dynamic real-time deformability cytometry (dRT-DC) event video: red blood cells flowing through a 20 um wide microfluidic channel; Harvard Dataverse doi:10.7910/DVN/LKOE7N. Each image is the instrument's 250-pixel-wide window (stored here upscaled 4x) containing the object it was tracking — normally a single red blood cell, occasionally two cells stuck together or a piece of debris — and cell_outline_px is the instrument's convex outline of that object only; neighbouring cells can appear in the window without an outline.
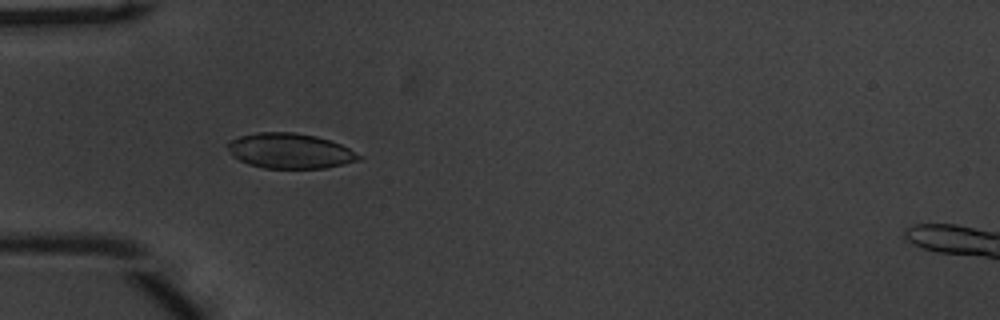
{"species": "common noctule bat (a hibernating species)", "species_latin": "Nyctalus noctula", "temperature_condition": "warm", "stored_images_in_passage": 39, "camera_frame_rate_fps": 3000, "um_per_image_px": 0.085, "animal": {"sex": "male", "body_mass_g": 20.1, "forearm_length_mm": 53.5}, "frame": {"image": 1, "passage_image": 2, "time_ms": 0.333, "image_size_px": [1000, 320], "cell_outline_px": [[364, 156], [360, 160], [344, 164], [324, 168], [264, 168], [248, 164], [232, 156], [228, 148], [228, 140], [240, 136], [256, 132], [292, 132], [316, 136], [340, 144]], "centroid_in_image_um": [24.64, 12.82], "position_along_channel_um": 60.4, "area_um2": 26.88}}
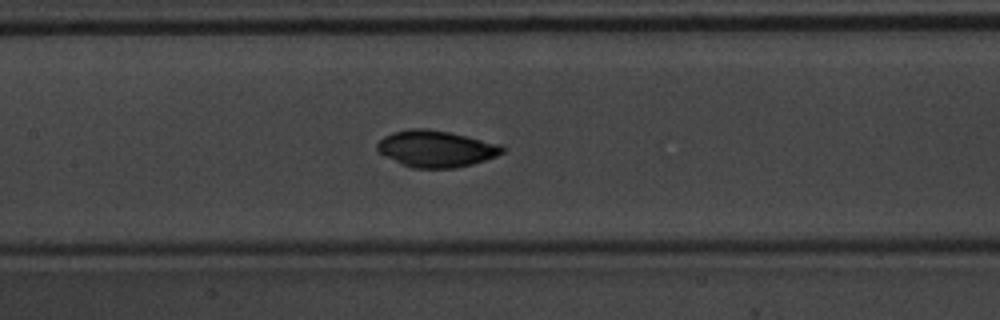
{"frame": {"image": 2, "passage_image": 11, "time_ms": 3.333, "image_size_px": [1000, 320], "cell_outline_px": [[504, 152], [496, 156], [472, 164], [456, 168], [412, 168], [400, 164], [380, 152], [376, 148], [376, 144], [384, 136], [392, 132], [408, 128], [428, 128], [448, 132], [500, 144], [504, 148]], "centroid_in_image_um": [37.03, 12.64], "position_along_channel_um": 170.4, "area_um2": 26.59}}
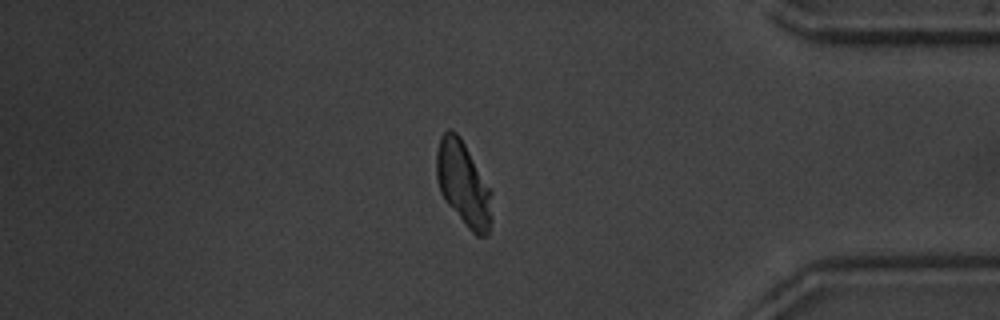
{"frame": {"image": 3, "passage_image": 31, "time_ms": 10.0, "image_size_px": [1000, 320], "cell_outline_px": [[492, 220], [488, 232], [484, 236], [476, 236], [468, 228], [444, 200], [440, 192], [436, 176], [436, 152], [440, 136], [448, 128], [452, 128], [460, 136], [492, 192]], "centroid_in_image_um": [39.37, 15.61], "position_along_channel_um": 395.8, "area_um2": 27.4}, "authors_computed_cell_mechanics": {"area_um2": 26.5302, "velocity_mm_per_s": 3.7783, "shape_relaxation_time_tau1_ms": 5.4423, "shape_relaxation_time_tau2_ms": null, "deformation_change_tau1": 0.1013, "deformation_change_tau2": null}}